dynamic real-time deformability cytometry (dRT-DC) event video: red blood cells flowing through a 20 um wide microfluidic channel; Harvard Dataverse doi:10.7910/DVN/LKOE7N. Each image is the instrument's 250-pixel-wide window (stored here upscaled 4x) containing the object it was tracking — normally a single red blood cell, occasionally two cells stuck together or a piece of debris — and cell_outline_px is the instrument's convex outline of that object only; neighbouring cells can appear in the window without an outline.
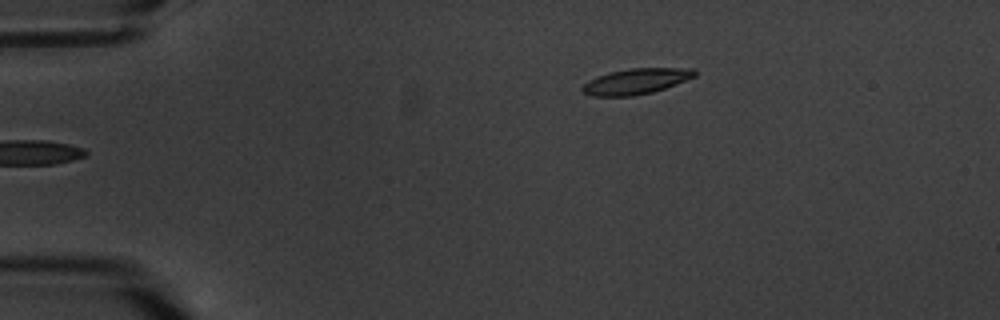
{"species": "common noctule bat (a hibernating species)", "species_latin": "Nyctalus noctula", "temperature_condition": "warm", "stored_images_in_passage": 4, "camera_frame_rate_fps": 3000, "um_per_image_px": 0.085, "animal": {"sex": "male", "body_mass_g": 20.1, "forearm_length_mm": 53.5}, "frame": {"image": 1, "passage_image": 4, "time_ms": 4.333, "image_size_px": [1000, 320], "cell_outline_px": [[696, 76], [664, 88], [652, 92], [632, 96], [592, 96], [584, 92], [580, 88], [588, 80], [596, 76], [608, 72], [632, 68], [692, 68], [696, 72]], "centroid_in_image_um": [54.03, 6.91], "position_along_channel_um": 31.0, "area_um2": 16.7}}